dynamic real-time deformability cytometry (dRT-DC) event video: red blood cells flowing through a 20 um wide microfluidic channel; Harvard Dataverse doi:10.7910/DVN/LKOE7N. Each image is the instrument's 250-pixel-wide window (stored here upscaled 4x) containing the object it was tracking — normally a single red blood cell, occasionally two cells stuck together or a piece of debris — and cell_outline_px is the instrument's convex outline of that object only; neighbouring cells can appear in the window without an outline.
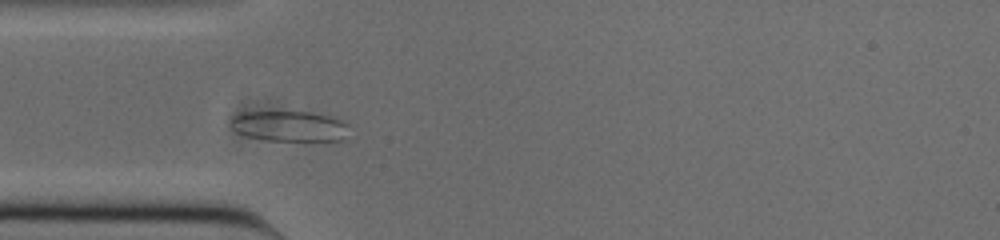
{"species": "common noctule bat (a hibernating species)", "species_latin": "Nyctalus noctula", "temperature_condition": "cold", "stored_images_in_passage": 49, "camera_frame_rate_fps": 3000, "um_per_image_px": 0.085, "animal": {"sex": "male", "body_mass_g": 20.0, "forearm_length_mm": 53.3}, "frame": {"image": 1, "passage_image": 10, "time_ms": 3.0, "image_size_px": [1000, 240], "cell_outline_px": [[348, 124], [344, 140], [264, 140], [248, 136], [236, 132], [228, 124], [228, 120], [232, 116], [240, 112], [312, 112], [344, 120]], "centroid_in_image_um": [24.54, 10.71], "position_along_channel_um": 60.5, "area_um2": 21.1}}
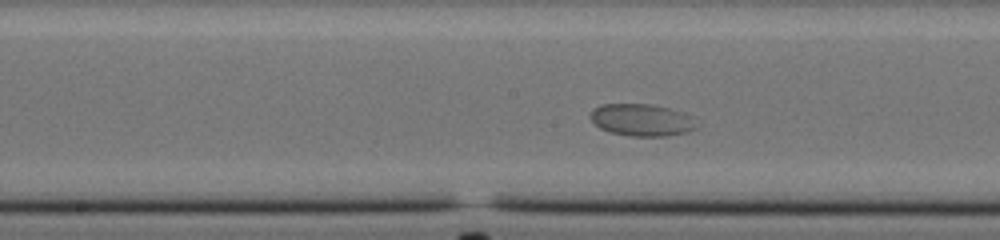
{"frame": {"image": 2, "passage_image": 21, "time_ms": 6.667, "image_size_px": [1000, 240], "cell_outline_px": [[700, 124], [696, 128], [688, 132], [668, 136], [632, 136], [612, 132], [600, 128], [592, 120], [592, 108], [600, 104], [652, 104], [684, 112], [696, 116]], "centroid_in_image_um": [54.66, 10.19], "position_along_channel_um": 193.5, "area_um2": 20.17}}
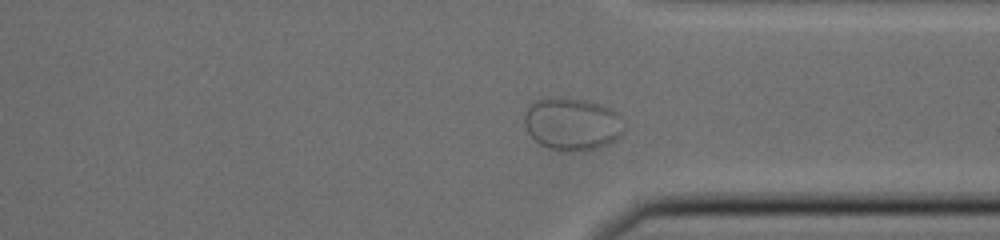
{"frame": {"image": 3, "passage_image": 35, "time_ms": 11.333, "image_size_px": [1000, 240], "cell_outline_px": [[624, 132], [616, 140], [600, 148], [584, 152], [564, 152], [548, 148], [540, 144], [528, 132], [524, 124], [524, 116], [528, 104], [544, 96], [584, 100], [600, 104], [612, 108], [620, 116], [624, 128]], "centroid_in_image_um": [48.63, 10.55], "position_along_channel_um": 362.8, "area_um2": 31.21}, "authors_computed_cell_mechanics": {"area_um2": 24.7384, "velocity_mm_per_s": 3.6551, "shape_relaxation_time_tau1_ms": 4.6434, "shape_relaxation_time_tau2_ms": null, "deformation_change_tau1": 0.089, "deformation_change_tau2": null}}